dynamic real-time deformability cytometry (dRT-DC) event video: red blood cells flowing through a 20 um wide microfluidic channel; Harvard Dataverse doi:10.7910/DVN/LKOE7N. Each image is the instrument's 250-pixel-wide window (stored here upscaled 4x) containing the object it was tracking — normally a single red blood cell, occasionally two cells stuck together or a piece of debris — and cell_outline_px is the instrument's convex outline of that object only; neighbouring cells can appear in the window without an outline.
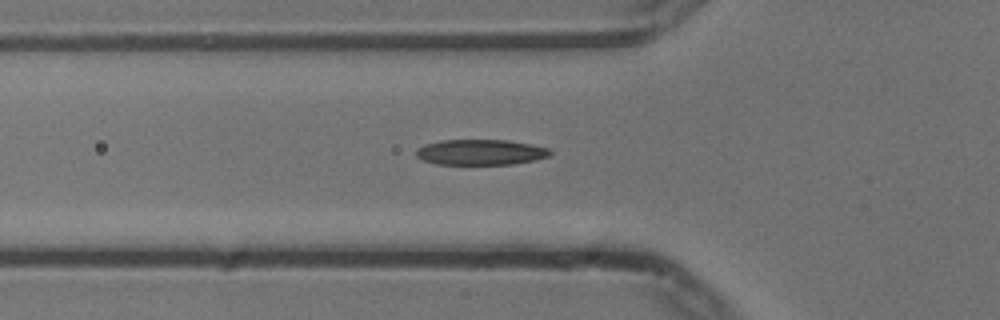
{"species": "common noctule bat (a hibernating species)", "species_latin": "Nyctalus noctula", "temperature_condition": "cold", "stored_images_in_passage": 38, "camera_frame_rate_fps": 3000, "um_per_image_px": 0.085, "animal": {"sex": "male", "body_mass_g": 13.3}, "frame": {"image": 1, "passage_image": 2, "time_ms": 0.333, "image_size_px": [1000, 320], "cell_outline_px": [[552, 152], [548, 156], [536, 160], [512, 164], [436, 164], [424, 160], [416, 156], [416, 148], [424, 144], [440, 140], [508, 140], [548, 148]], "centroid_in_image_um": [40.82, 12.93], "position_along_channel_um": 85.0, "area_um2": 19.88}}
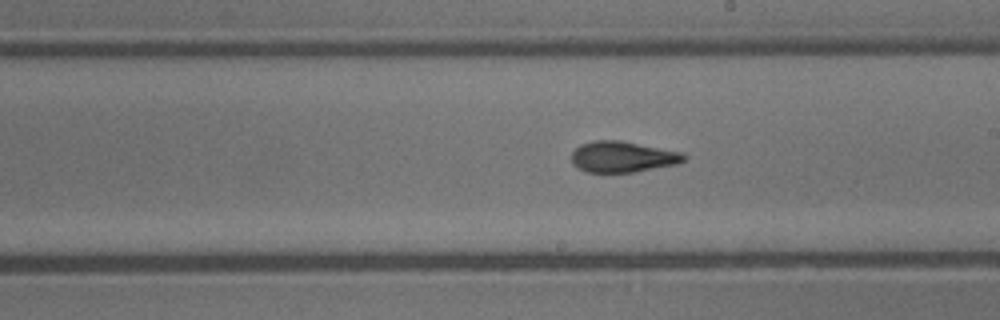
{"frame": {"image": 2, "passage_image": 14, "time_ms": 4.333, "image_size_px": [1000, 320], "cell_outline_px": [[688, 156], [680, 164], [632, 172], [584, 172], [572, 164], [572, 152], [580, 144], [592, 140], [620, 140], [684, 152]], "centroid_in_image_um": [52.95, 13.32], "position_along_channel_um": 236.1, "area_um2": 20.58}}
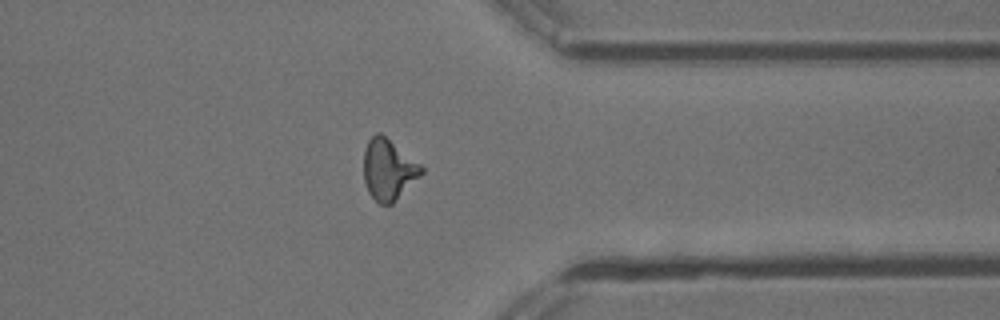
{"frame": {"image": 3, "passage_image": 26, "time_ms": 8.333, "image_size_px": [1000, 320], "cell_outline_px": [[424, 172], [392, 204], [380, 204], [368, 192], [364, 180], [364, 148], [368, 140], [376, 132], [380, 132], [420, 164], [424, 168]], "centroid_in_image_um": [33.0, 14.4], "position_along_channel_um": 378.4, "area_um2": 20.29}}